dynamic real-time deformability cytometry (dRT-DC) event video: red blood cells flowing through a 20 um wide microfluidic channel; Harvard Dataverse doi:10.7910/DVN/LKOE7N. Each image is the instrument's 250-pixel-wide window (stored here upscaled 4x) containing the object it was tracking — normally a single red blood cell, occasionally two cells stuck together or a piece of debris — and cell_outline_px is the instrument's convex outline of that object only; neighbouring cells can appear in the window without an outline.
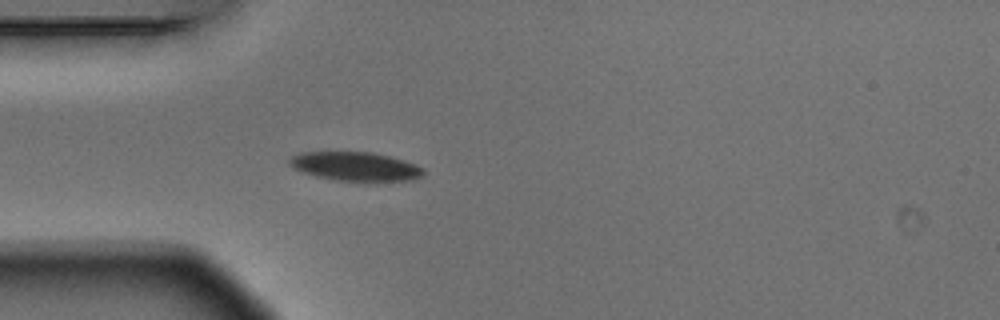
{"species": "Egyptian fruit bat (a non-hibernating species)", "species_latin": "Rousettus aegyptiacus", "temperature_condition": "warm", "stored_images_in_passage": 4, "camera_frame_rate_fps": 3000, "um_per_image_px": 0.085, "animal": {"sex": "male"}, "frame": {"image": 1, "passage_image": 4, "time_ms": 1.0, "image_size_px": [1000, 320], "cell_outline_px": [[424, 176], [412, 180], [376, 184], [368, 184], [336, 180], [316, 176], [292, 168], [288, 164], [288, 160], [292, 156], [300, 152], [372, 152], [404, 160], [416, 164], [424, 168]], "centroid_in_image_um": [30.28, 14.2], "position_along_channel_um": 54.7, "area_um2": 23.58}}